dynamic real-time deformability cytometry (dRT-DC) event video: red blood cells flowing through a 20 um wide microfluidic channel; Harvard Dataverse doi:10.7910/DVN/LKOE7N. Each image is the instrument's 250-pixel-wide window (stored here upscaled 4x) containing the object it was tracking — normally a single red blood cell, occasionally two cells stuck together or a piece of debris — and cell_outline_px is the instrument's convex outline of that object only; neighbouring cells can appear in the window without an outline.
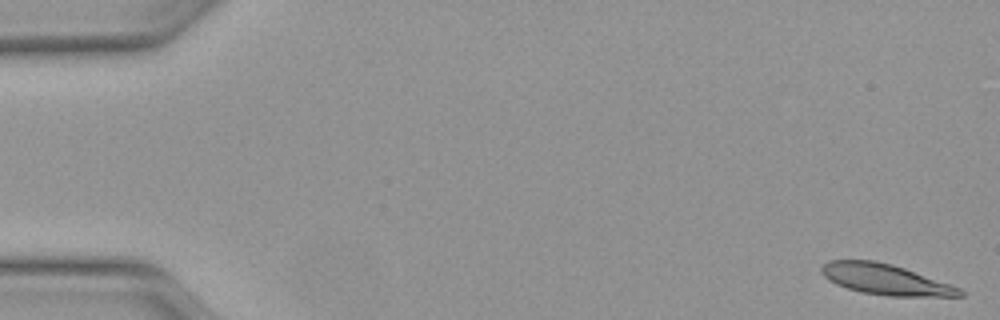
{"species": "Egyptian fruit bat (a non-hibernating species)", "species_latin": "Rousettus aegyptiacus", "temperature_condition": "warm", "stored_images_in_passage": 49, "camera_frame_rate_fps": 3000, "um_per_image_px": 0.085, "animal": {"sex": "female"}, "frame": {"image": 1, "passage_image": 1, "time_ms": 0.0, "image_size_px": [1000, 320], "cell_outline_px": [[964, 296], [888, 296], [860, 292], [836, 284], [828, 280], [820, 272], [820, 268], [828, 260], [872, 260], [892, 264], [904, 268], [960, 288], [964, 292]], "centroid_in_image_um": [75.21, 23.75], "position_along_channel_um": 9.8, "area_um2": 24.51}}
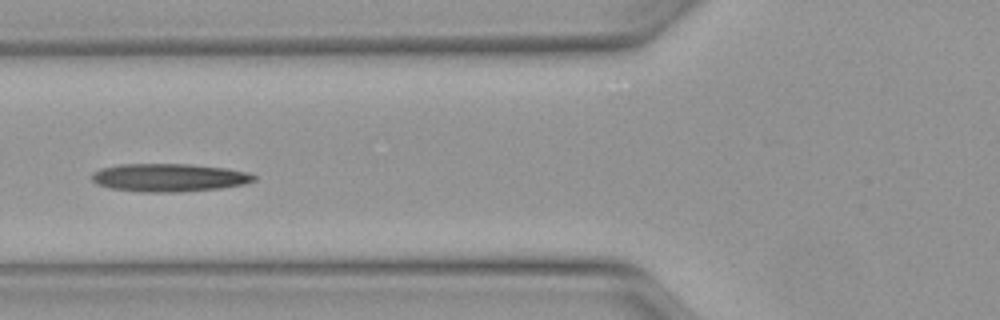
{"frame": {"image": 2, "passage_image": 19, "time_ms": 6.0, "image_size_px": [1000, 320], "cell_outline_px": [[256, 180], [244, 184], [220, 188], [180, 192], [140, 192], [112, 188], [96, 184], [92, 180], [92, 172], [100, 168], [120, 164], [188, 164], [228, 168], [248, 172], [256, 176]], "centroid_in_image_um": [14.37, 15.09], "position_along_channel_um": 111.4, "area_um2": 26.65}}
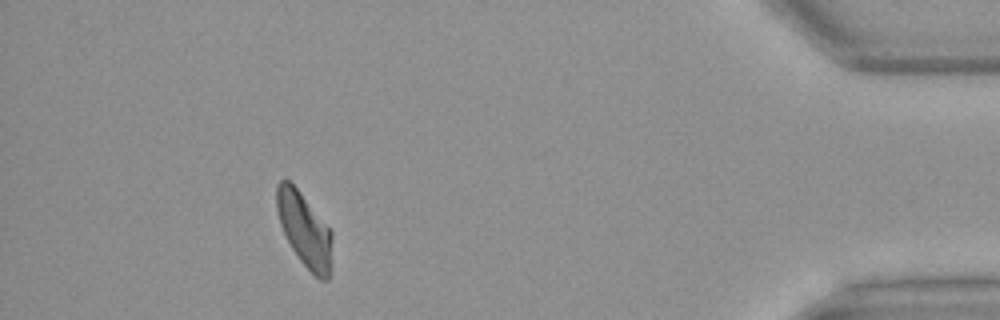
{"frame": {"image": 3, "passage_image": 45, "time_ms": 14.667, "image_size_px": [1000, 320], "cell_outline_px": [[332, 268], [328, 280], [320, 280], [300, 260], [292, 248], [280, 224], [276, 208], [276, 184], [280, 180], [288, 180], [300, 192], [332, 232]], "centroid_in_image_um": [25.89, 19.55], "position_along_channel_um": 409.3, "area_um2": 23.7}, "authors_computed_cell_mechanics": {"area_um2": 25.2586, "velocity_mm_per_s": 4.0835, "shape_relaxation_time_tau1_ms": 7.0605, "shape_relaxation_time_tau2_ms": 4.0048, "deformation_change_tau1": 0.2398, "deformation_change_tau2": 0.1369}}